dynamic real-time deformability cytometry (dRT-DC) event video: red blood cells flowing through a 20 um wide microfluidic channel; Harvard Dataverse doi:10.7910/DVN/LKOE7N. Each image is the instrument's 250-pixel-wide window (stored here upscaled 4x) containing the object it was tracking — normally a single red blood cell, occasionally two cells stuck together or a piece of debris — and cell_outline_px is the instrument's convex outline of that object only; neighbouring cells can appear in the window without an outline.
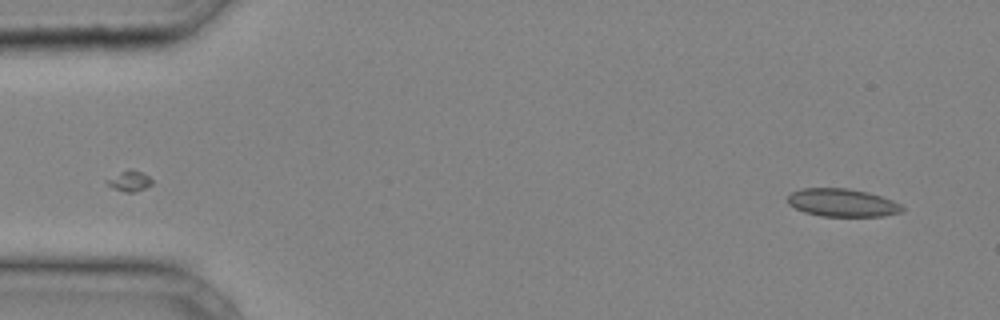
{"species": "common noctule bat (a hibernating species)", "species_latin": "Nyctalus noctula", "temperature_condition": "cold", "stored_images_in_passage": 35, "camera_frame_rate_fps": 3000, "um_per_image_px": 0.085, "animal": {"sex": "male", "body_mass_g": 20.4}, "frame": {"image": 1, "passage_image": 1, "time_ms": 0.0, "image_size_px": [1000, 320], "cell_outline_px": [[904, 208], [900, 212], [884, 216], [820, 216], [804, 212], [788, 204], [788, 196], [792, 192], [800, 188], [848, 188], [868, 192], [892, 200], [900, 204]], "centroid_in_image_um": [71.57, 17.22], "position_along_channel_um": 13.4, "area_um2": 18.61}}
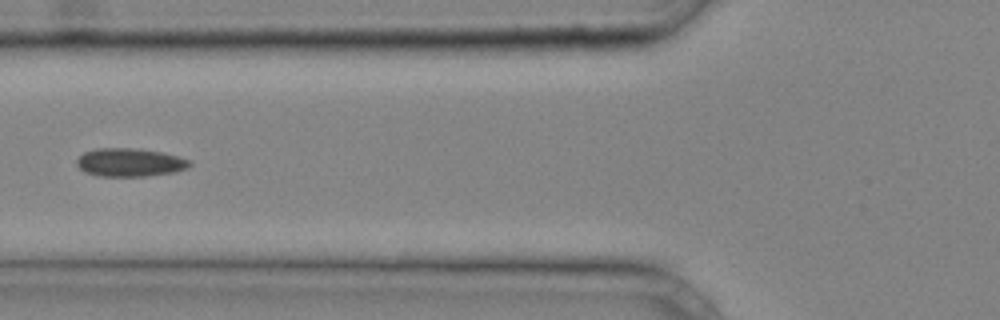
{"frame": {"image": 2, "passage_image": 14, "time_ms": 4.333, "image_size_px": [1000, 320], "cell_outline_px": [[192, 164], [188, 168], [176, 172], [144, 176], [100, 176], [84, 172], [76, 164], [76, 160], [84, 152], [96, 148], [140, 148], [164, 152], [192, 160]], "centroid_in_image_um": [11.08, 13.79], "position_along_channel_um": 114.7, "area_um2": 18.9}}
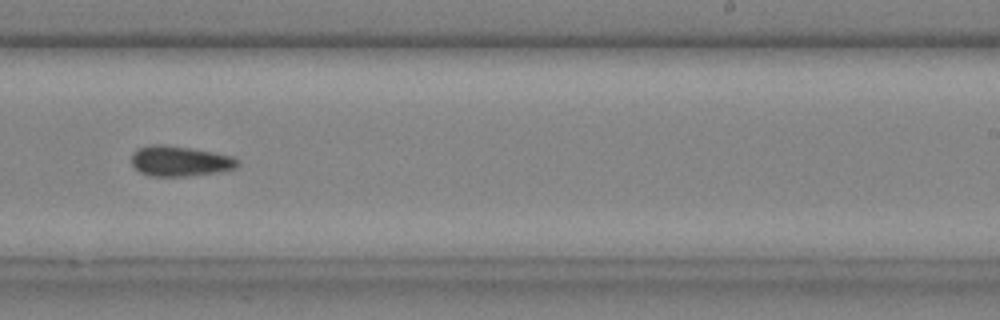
{"frame": {"image": 3, "passage_image": 24, "time_ms": 7.667, "image_size_px": [1000, 320], "cell_outline_px": [[240, 164], [236, 168], [216, 172], [184, 176], [148, 176], [140, 172], [132, 164], [132, 152], [136, 148], [148, 144], [164, 144], [192, 148], [232, 156], [240, 160]], "centroid_in_image_um": [15.26, 13.68], "position_along_channel_um": 273.7, "area_um2": 18.9}}